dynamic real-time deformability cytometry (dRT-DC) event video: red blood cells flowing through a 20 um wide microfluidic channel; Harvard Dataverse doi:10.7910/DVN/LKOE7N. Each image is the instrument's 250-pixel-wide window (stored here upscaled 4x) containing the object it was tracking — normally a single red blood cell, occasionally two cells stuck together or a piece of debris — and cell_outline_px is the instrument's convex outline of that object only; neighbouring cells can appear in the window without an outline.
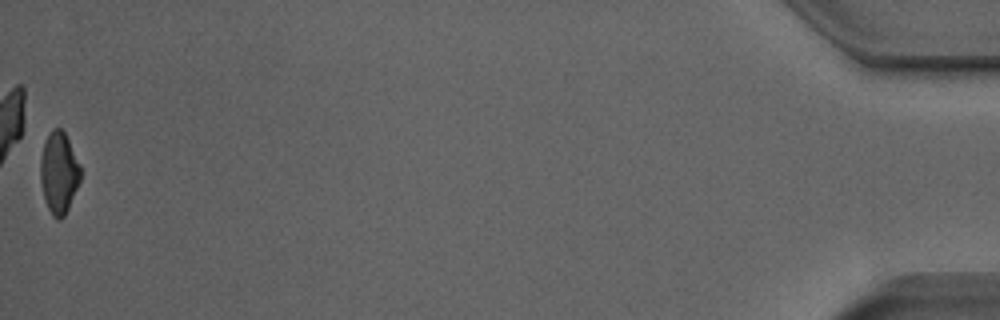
{"species": "Egyptian fruit bat (a non-hibernating species)", "species_latin": "Rousettus aegyptiacus", "temperature_condition": "room temperature", "stored_images_in_passage": 51, "camera_frame_rate_fps": 3000, "um_per_image_px": 0.085, "animal": {"sex": "male"}, "frame": {"image": 1, "passage_image": 51, "time_ms": 16.667, "image_size_px": [1000, 320], "cell_outline_px": [[80, 180], [68, 208], [64, 216], [60, 220], [56, 220], [52, 216], [48, 208], [44, 196], [40, 180], [40, 156], [44, 140], [52, 128], [60, 128], [64, 132], [80, 164]], "centroid_in_image_um": [4.98, 14.67], "position_along_channel_um": 430.2, "area_um2": 19.02}, "authors_computed_cell_mechanics": {"area_um2": 19.652, "velocity_mm_per_s": 3.9366, "shape_relaxation_time_tau1_ms": 5.6326, "shape_relaxation_time_tau2_ms": 6.0719, "deformation_change_tau1": 0.1796, "deformation_change_tau2": 0.1227}}